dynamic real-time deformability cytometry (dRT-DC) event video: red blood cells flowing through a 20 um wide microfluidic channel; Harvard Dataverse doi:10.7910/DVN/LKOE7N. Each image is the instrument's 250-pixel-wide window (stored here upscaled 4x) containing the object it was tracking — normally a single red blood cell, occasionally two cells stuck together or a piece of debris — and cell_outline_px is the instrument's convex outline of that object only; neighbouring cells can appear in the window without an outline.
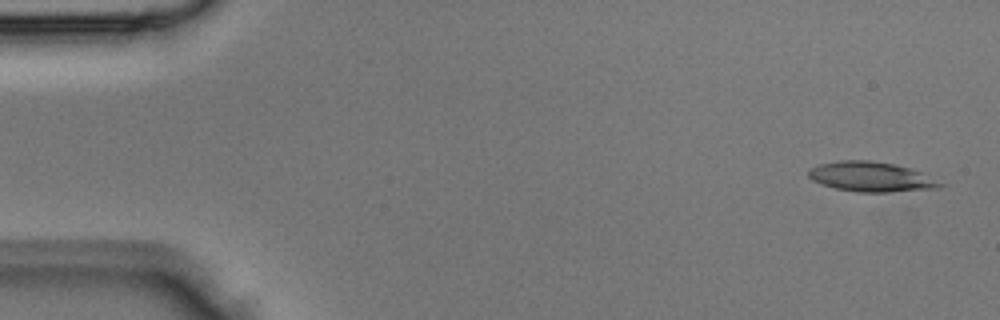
{"species": "Egyptian fruit bat (a non-hibernating species)", "species_latin": "Rousettus aegyptiacus", "temperature_condition": "room temperature", "stored_images_in_passage": 5, "segment_of_instrument_passage": [1, 2], "camera_frame_rate_fps": 3000, "um_per_image_px": 0.085, "animal": {"sex": "male"}, "frame": {"image": 1, "passage_image": 1, "time_ms": 0.0, "image_size_px": [1000, 320], "cell_outline_px": [[944, 184], [936, 188], [888, 192], [856, 192], [836, 188], [812, 180], [808, 176], [808, 172], [812, 168], [820, 164], [840, 160], [868, 160], [892, 164], [908, 168], [920, 172]], "centroid_in_image_um": [74.01, 15.03], "position_along_channel_um": 11.0, "area_um2": 22.37}}